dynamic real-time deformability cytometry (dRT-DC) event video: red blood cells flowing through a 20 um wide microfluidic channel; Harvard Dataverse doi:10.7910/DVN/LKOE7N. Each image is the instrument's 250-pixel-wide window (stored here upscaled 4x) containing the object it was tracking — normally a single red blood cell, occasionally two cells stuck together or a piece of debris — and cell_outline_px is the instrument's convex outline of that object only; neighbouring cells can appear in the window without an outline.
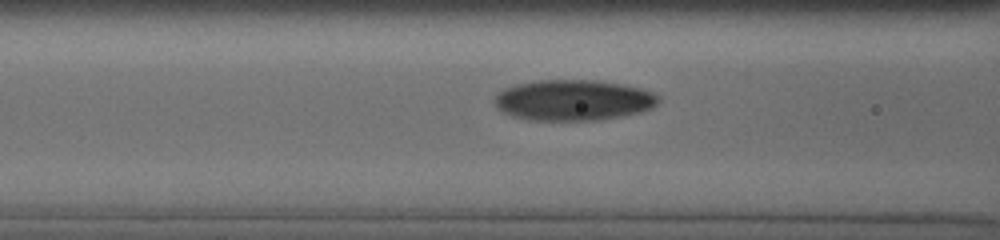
{"species": "human", "species_latin": "Homo sapiens", "temperature_condition": "cold", "stored_images_in_passage": 31, "camera_frame_rate_fps": 3000, "um_per_image_px": 0.085, "donor": {"sex": "male"}, "frame": {"image": 1, "passage_image": 9, "time_ms": 2.667, "image_size_px": [1000, 240], "cell_outline_px": [[660, 100], [652, 108], [640, 112], [624, 116], [600, 120], [528, 120], [512, 116], [496, 108], [496, 96], [504, 88], [516, 84], [536, 80], [600, 80], [624, 84], [640, 88], [652, 92], [660, 96]], "centroid_in_image_um": [48.77, 8.51], "position_along_channel_um": 117.8, "area_um2": 39.19}}
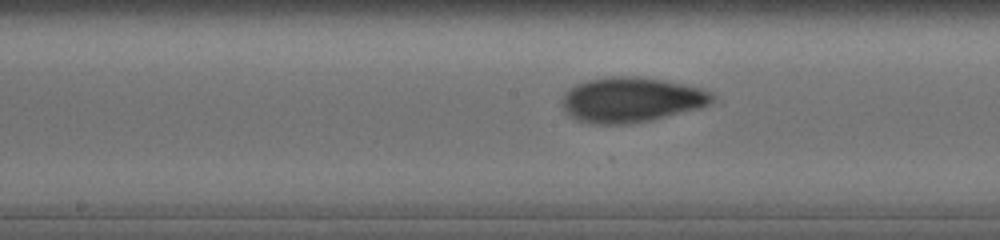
{"frame": {"image": 2, "passage_image": 16, "time_ms": 4.667, "image_size_px": [1000, 240], "cell_outline_px": [[716, 96], [708, 104], [700, 108], [652, 120], [628, 124], [592, 124], [576, 120], [560, 104], [560, 100], [564, 92], [576, 84], [588, 80], [608, 76], [636, 76], [684, 84], [700, 88], [712, 92]], "centroid_in_image_um": [53.63, 8.48], "position_along_channel_um": 194.6, "area_um2": 39.54}}
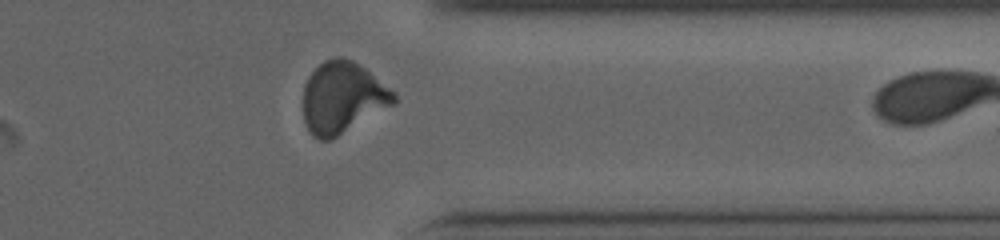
{"frame": {"image": 3, "passage_image": 30, "time_ms": 9.667, "image_size_px": [1000, 240], "cell_outline_px": [[396, 104], [332, 140], [320, 140], [312, 136], [304, 120], [304, 84], [308, 76], [324, 60], [336, 56], [340, 56], [352, 60], [364, 68], [396, 92]], "centroid_in_image_um": [29.14, 8.31], "position_along_channel_um": 382.3, "area_um2": 38.03}}